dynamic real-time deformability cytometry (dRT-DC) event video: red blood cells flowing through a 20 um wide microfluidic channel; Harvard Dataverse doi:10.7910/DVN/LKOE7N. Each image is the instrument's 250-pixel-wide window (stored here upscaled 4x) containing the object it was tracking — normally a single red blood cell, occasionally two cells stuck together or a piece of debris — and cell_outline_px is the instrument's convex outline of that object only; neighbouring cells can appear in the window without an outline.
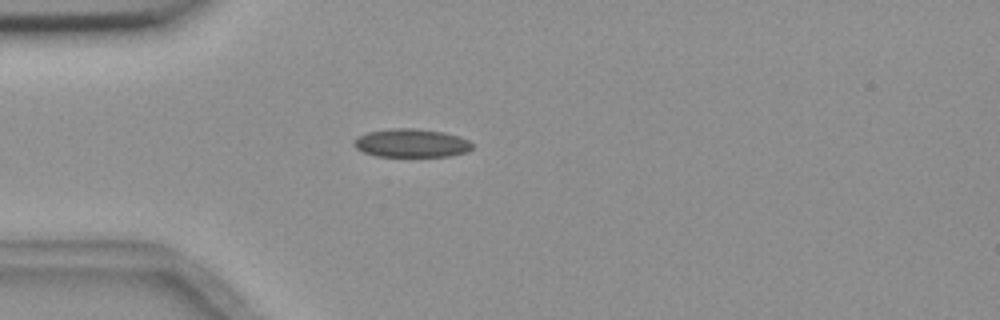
{"species": "common noctule bat (a hibernating species)", "species_latin": "Nyctalus noctula", "temperature_condition": "room temperature", "stored_images_in_passage": 2, "camera_frame_rate_fps": 3000, "um_per_image_px": 0.085, "animal": {"sex": "female", "body_mass_g": 18.4}, "frame": {"image": 1, "passage_image": 2, "time_ms": 1.0, "image_size_px": [1000, 320], "cell_outline_px": [[472, 148], [468, 152], [448, 156], [376, 156], [364, 152], [356, 148], [352, 144], [352, 140], [356, 136], [368, 132], [392, 128], [412, 128], [444, 132], [460, 136], [468, 140], [472, 144]], "centroid_in_image_um": [34.94, 12.16], "position_along_channel_um": 50.1, "area_um2": 19.71}}